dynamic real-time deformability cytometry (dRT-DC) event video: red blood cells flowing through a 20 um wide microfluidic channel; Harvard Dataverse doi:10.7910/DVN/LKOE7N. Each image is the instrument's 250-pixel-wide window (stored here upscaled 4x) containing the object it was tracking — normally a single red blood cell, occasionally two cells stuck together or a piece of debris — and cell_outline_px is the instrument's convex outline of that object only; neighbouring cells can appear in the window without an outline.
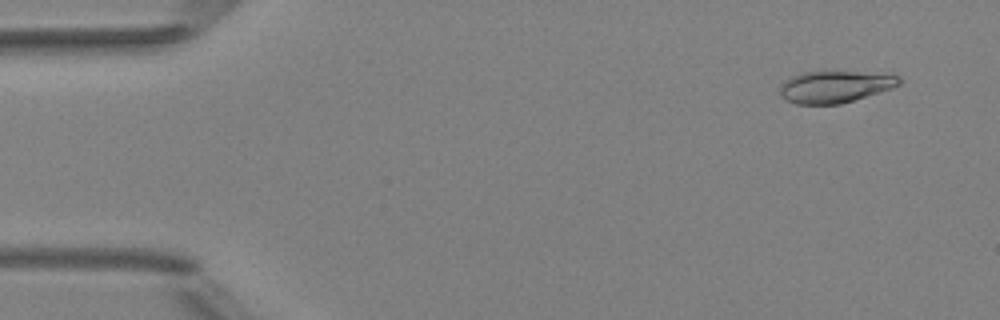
{"species": "Egyptian fruit bat (a non-hibernating species)", "species_latin": "Rousettus aegyptiacus", "temperature_condition": "room temperature", "stored_images_in_passage": 6, "camera_frame_rate_fps": 3000, "um_per_image_px": 0.085, "animal": {"sex": "female"}, "frame": {"image": 1, "passage_image": 6, "time_ms": 5.667, "image_size_px": [1000, 320], "cell_outline_px": [[904, 80], [900, 84], [892, 88], [840, 104], [796, 104], [784, 100], [780, 96], [780, 84], [784, 80], [800, 72], [820, 68], [900, 76]], "centroid_in_image_um": [70.9, 7.32], "position_along_channel_um": 14.1, "area_um2": 23.0}}